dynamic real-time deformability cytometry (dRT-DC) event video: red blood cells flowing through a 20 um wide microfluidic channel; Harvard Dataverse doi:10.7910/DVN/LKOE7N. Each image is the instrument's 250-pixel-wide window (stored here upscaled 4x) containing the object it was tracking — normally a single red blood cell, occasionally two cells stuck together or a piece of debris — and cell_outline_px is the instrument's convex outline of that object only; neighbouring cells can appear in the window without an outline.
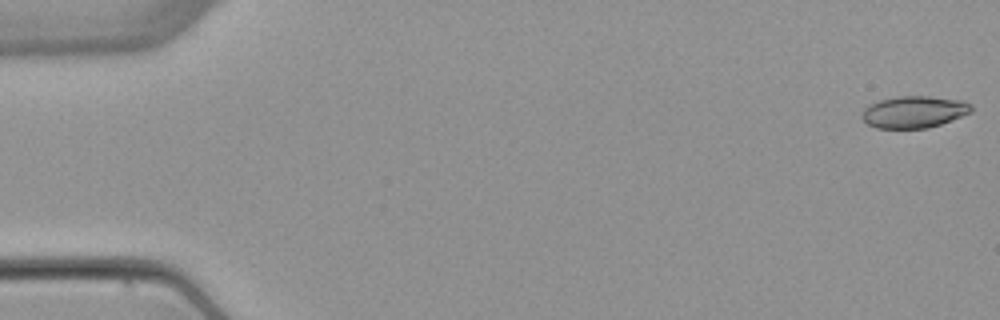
{"species": "common noctule bat (a hibernating species)", "species_latin": "Nyctalus noctula", "temperature_condition": "warm", "stored_images_in_passage": 5, "camera_frame_rate_fps": 3000, "um_per_image_px": 0.085, "animal": {"sex": "female", "body_mass_g": 22.7, "forearm_length_mm": 54.2}, "frame": {"image": 1, "passage_image": 1, "time_ms": 0.0, "image_size_px": [1000, 320], "cell_outline_px": [[972, 112], [952, 120], [928, 128], [876, 128], [868, 124], [860, 116], [864, 108], [868, 104], [880, 100], [900, 96], [928, 96], [964, 100], [972, 104]], "centroid_in_image_um": [77.7, 9.51], "position_along_channel_um": 7.3, "area_um2": 20.46}}
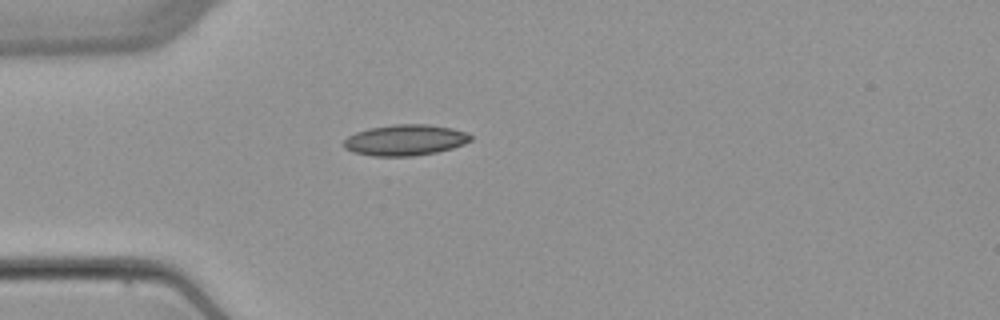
{"frame": {"image": 2, "passage_image": 5, "time_ms": 4.667, "image_size_px": [1000, 320], "cell_outline_px": [[472, 140], [464, 144], [452, 148], [436, 152], [412, 156], [372, 156], [352, 152], [344, 148], [344, 140], [348, 136], [356, 132], [368, 128], [392, 124], [428, 124], [452, 128], [468, 132], [472, 136]], "centroid_in_image_um": [34.44, 11.9], "position_along_channel_um": 50.6, "area_um2": 23.06}}